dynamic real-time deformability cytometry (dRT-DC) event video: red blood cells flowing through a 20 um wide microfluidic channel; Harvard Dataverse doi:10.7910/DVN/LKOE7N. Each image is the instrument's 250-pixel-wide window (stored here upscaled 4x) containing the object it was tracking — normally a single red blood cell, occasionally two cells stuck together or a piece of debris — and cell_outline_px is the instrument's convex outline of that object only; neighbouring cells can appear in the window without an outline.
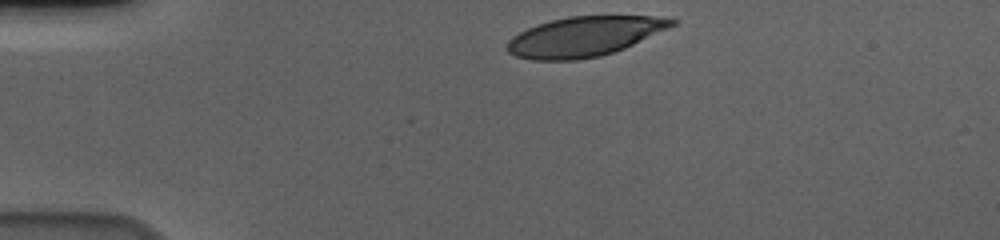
{"species": "human", "species_latin": "Homo sapiens", "temperature_condition": "cold", "stored_images_in_passage": 36, "camera_frame_rate_fps": 3000, "um_per_image_px": 0.085, "donor": {"sex": "male"}, "frame": {"image": 1, "passage_image": 1, "time_ms": 0.0, "image_size_px": [1000, 240], "cell_outline_px": [[680, 20], [676, 24], [668, 28], [624, 48], [600, 56], [576, 60], [532, 60], [516, 56], [508, 52], [508, 40], [512, 36], [536, 24], [568, 16], [668, 16]], "centroid_in_image_um": [49.69, 3.09], "position_along_channel_um": 35.3, "area_um2": 38.15}}
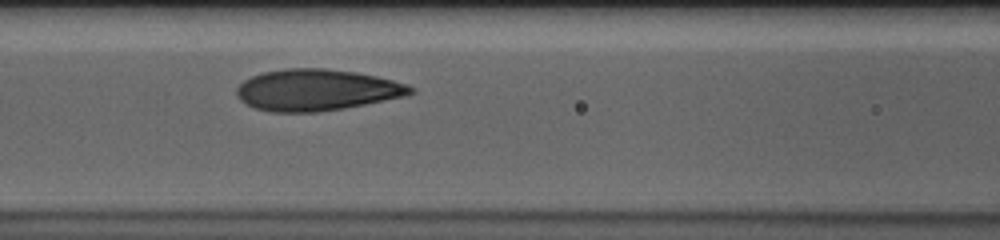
{"frame": {"image": 2, "passage_image": 14, "time_ms": 4.333, "image_size_px": [1000, 240], "cell_outline_px": [[416, 92], [408, 96], [344, 108], [316, 112], [272, 112], [256, 108], [240, 100], [236, 96], [236, 88], [244, 80], [252, 76], [264, 72], [288, 68], [324, 68], [356, 72], [376, 76], [408, 84], [416, 88]], "centroid_in_image_um": [26.96, 7.65], "position_along_channel_um": 139.6, "area_um2": 42.08}}
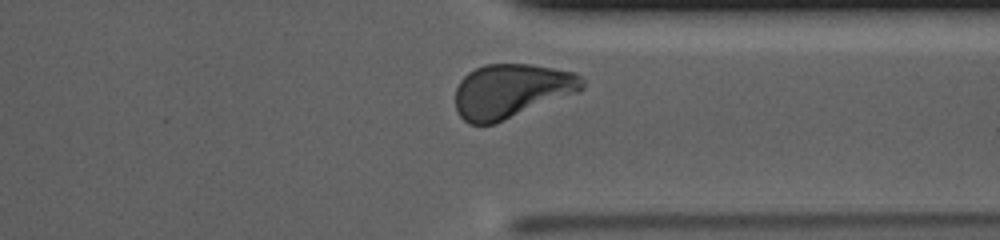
{"frame": {"image": 3, "passage_image": 33, "time_ms": 10.667, "image_size_px": [1000, 240], "cell_outline_px": [[584, 88], [580, 92], [496, 124], [468, 124], [460, 116], [456, 108], [456, 88], [460, 80], [468, 72], [484, 64], [532, 64], [576, 72], [584, 80]], "centroid_in_image_um": [43.5, 7.73], "position_along_channel_um": 367.9, "area_um2": 40.52}, "authors_computed_cell_mechanics": {"area_um2": 40.6045, "velocity_mm_per_s": 3.6077, "shape_relaxation_time_tau1_ms": 4.2034, "shape_relaxation_time_tau2_ms": null, "deformation_change_tau1": 0.192, "deformation_change_tau2": null}}